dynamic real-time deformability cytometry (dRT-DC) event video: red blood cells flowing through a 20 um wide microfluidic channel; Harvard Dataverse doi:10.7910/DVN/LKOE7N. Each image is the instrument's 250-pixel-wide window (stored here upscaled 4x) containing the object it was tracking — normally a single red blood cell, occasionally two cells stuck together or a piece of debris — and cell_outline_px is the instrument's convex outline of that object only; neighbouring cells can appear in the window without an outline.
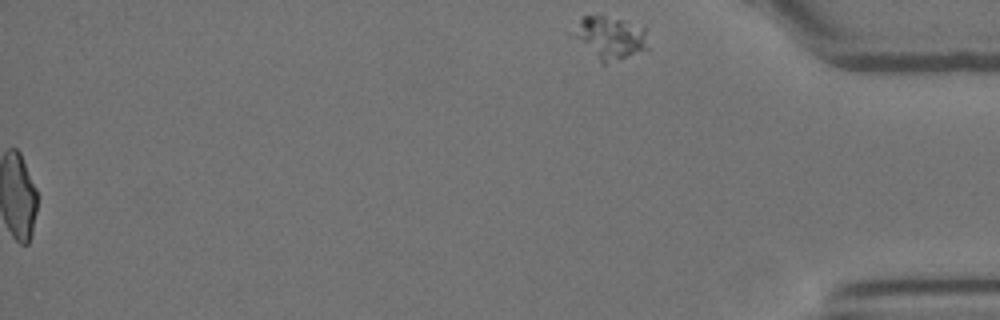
{"species": "Egyptian fruit bat (a non-hibernating species)", "species_latin": "Rousettus aegyptiacus", "temperature_condition": "room temperature", "stored_images_in_passage": 57, "segment_of_instrument_passage": [2, 2], "camera_frame_rate_fps": 3000, "um_per_image_px": 0.085, "animal": {"sex": "female"}, "frame": {"image": 1, "passage_image": 57, "time_ms": 18.667, "image_size_px": [1000, 320], "cell_outline_px": [[648, 48], [604, 64], [572, 36], [580, 20], [584, 16], [604, 16], [644, 24]], "centroid_in_image_um": [51.9, 3.17], "position_along_channel_um": 383.3, "area_um2": 18.09}}